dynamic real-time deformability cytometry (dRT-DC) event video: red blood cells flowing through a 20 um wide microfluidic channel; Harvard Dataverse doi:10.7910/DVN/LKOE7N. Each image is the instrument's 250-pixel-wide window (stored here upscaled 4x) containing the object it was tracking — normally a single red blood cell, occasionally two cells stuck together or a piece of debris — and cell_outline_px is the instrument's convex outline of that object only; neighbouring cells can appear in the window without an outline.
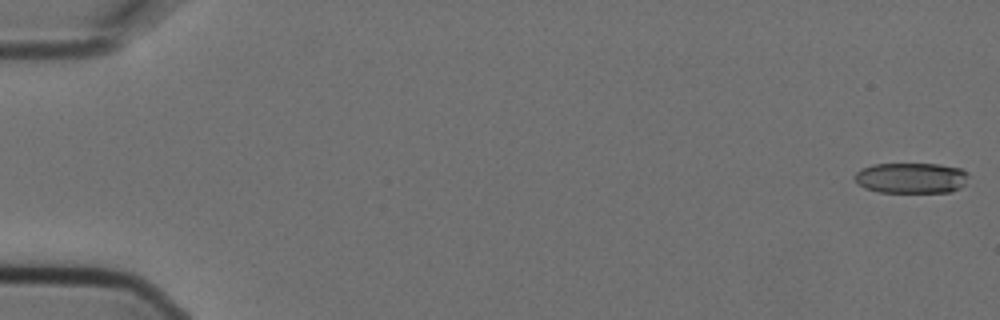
{"species": "Egyptian fruit bat (a non-hibernating species)", "species_latin": "Rousettus aegyptiacus", "temperature_condition": "cold", "stored_images_in_passage": 5, "camera_frame_rate_fps": 3000, "um_per_image_px": 0.085, "animal": {"sex": "female"}, "frame": {"image": 1, "passage_image": 1, "time_ms": 0.0, "image_size_px": [1000, 320], "cell_outline_px": [[968, 176], [964, 184], [960, 188], [952, 192], [880, 192], [864, 188], [856, 184], [852, 176], [860, 168], [872, 164], [940, 164], [960, 168], [968, 172]], "centroid_in_image_um": [77.41, 15.12], "position_along_channel_um": 7.6, "area_um2": 20.63}}
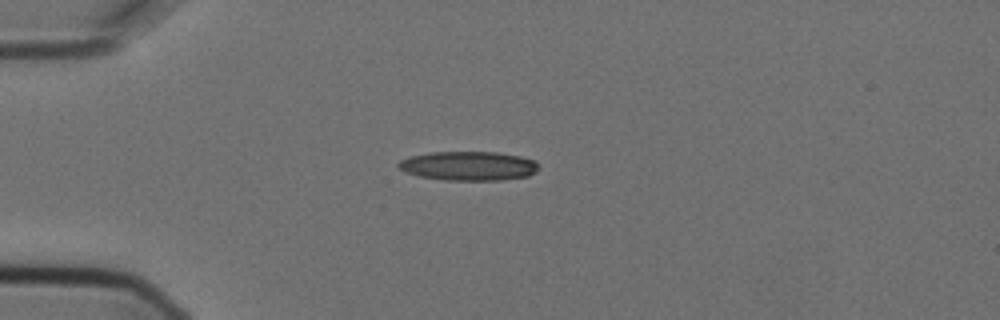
{"frame": {"image": 2, "passage_image": 5, "time_ms": 1.333, "image_size_px": [1000, 320], "cell_outline_px": [[540, 168], [536, 172], [528, 176], [500, 180], [444, 180], [420, 176], [408, 172], [400, 168], [396, 164], [400, 160], [408, 156], [428, 152], [496, 152], [520, 156], [536, 160]], "centroid_in_image_um": [39.85, 14.09], "position_along_channel_um": 45.1, "area_um2": 23.93}}